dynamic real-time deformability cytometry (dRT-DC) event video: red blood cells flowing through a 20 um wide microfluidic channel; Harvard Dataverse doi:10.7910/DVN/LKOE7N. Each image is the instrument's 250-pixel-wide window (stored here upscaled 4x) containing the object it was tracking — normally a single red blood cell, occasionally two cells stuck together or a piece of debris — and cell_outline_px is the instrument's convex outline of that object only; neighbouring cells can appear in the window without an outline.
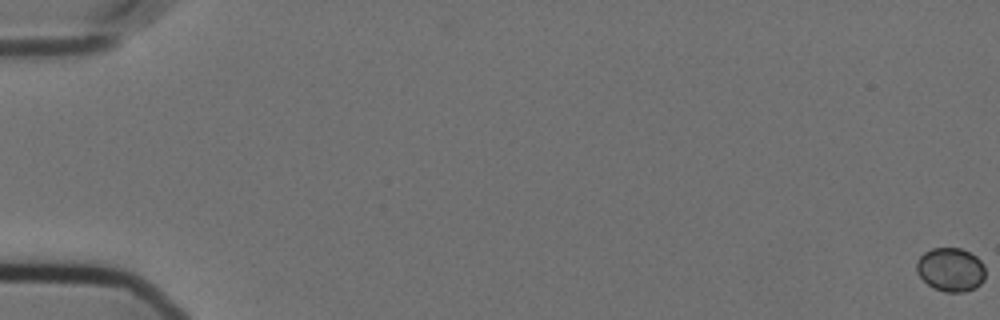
{"species": "Egyptian fruit bat (a non-hibernating species)", "species_latin": "Rousettus aegyptiacus", "temperature_condition": "cold", "stored_images_in_passage": 50, "camera_frame_rate_fps": 3000, "um_per_image_px": 0.085, "animal": {"sex": "female"}, "frame": {"image": 1, "passage_image": 1, "time_ms": 0.0, "image_size_px": [1000, 320], "cell_outline_px": [[984, 280], [976, 288], [964, 292], [944, 292], [928, 284], [916, 272], [916, 260], [924, 252], [932, 248], [960, 248], [976, 256], [984, 264]], "centroid_in_image_um": [80.8, 22.91], "position_along_channel_um": 4.2, "area_um2": 17.57}}
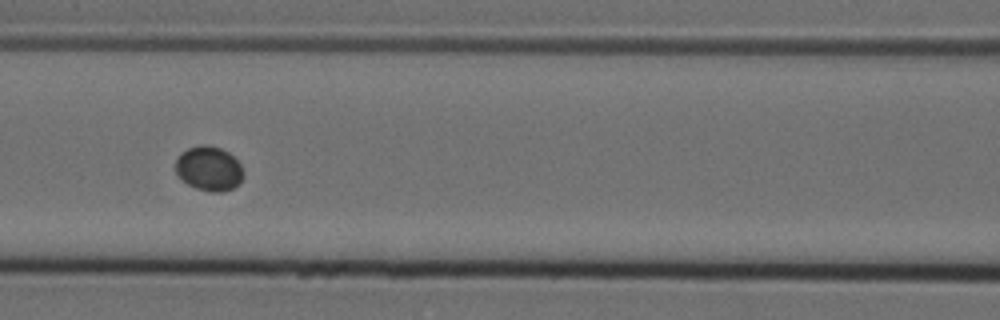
{"frame": {"image": 2, "passage_image": 28, "time_ms": 9.0, "image_size_px": [1000, 320], "cell_outline_px": [[244, 176], [240, 184], [224, 192], [212, 192], [196, 188], [180, 180], [176, 172], [176, 160], [180, 152], [188, 148], [204, 144], [220, 148], [228, 152], [240, 164], [244, 172]], "centroid_in_image_um": [17.76, 14.34], "position_along_channel_um": 148.8, "area_um2": 17.74}}
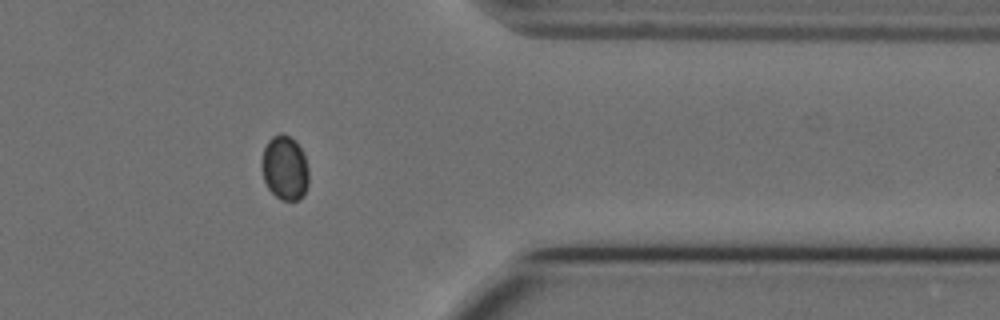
{"frame": {"image": 3, "passage_image": 49, "time_ms": 16.0, "image_size_px": [1000, 320], "cell_outline_px": [[308, 184], [304, 196], [300, 200], [280, 200], [268, 188], [264, 180], [260, 164], [260, 160], [264, 148], [268, 140], [272, 136], [280, 132], [292, 136], [296, 140], [304, 156], [308, 168]], "centroid_in_image_um": [24.2, 14.25], "position_along_channel_um": 387.2, "area_um2": 18.03}}